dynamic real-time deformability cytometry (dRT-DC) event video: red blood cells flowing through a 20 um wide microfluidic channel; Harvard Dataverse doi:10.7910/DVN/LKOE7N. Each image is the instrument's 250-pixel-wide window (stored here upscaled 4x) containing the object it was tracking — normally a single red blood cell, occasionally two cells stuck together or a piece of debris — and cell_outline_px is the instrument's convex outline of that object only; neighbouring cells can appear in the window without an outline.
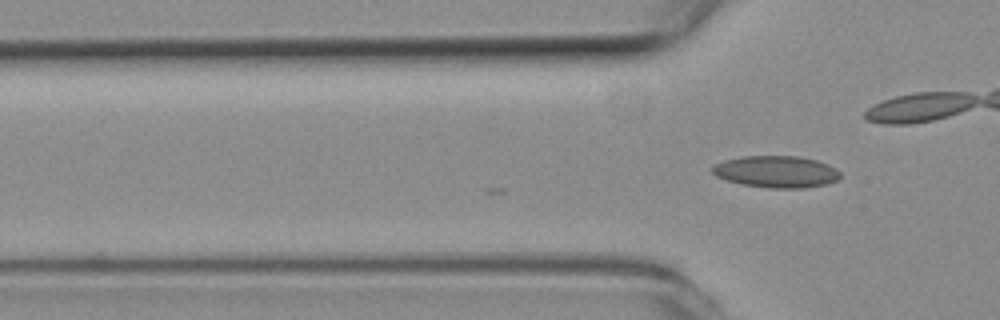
{"species": "common noctule bat (a hibernating species)", "species_latin": "Nyctalus noctula", "temperature_condition": "room temperature", "stored_images_in_passage": 2, "camera_frame_rate_fps": 3000, "um_per_image_px": 0.085, "animal": {"sex": "female", "body_mass_g": 19.3, "forearm_length_mm": 54.1}, "frame": {"image": 1, "passage_image": 2, "time_ms": 0.333, "image_size_px": [1000, 320], "cell_outline_px": [[840, 176], [836, 180], [824, 184], [804, 188], [768, 188], [740, 184], [716, 176], [712, 172], [712, 164], [724, 160], [744, 156], [800, 156], [816, 160], [828, 164], [836, 168], [840, 172]], "centroid_in_image_um": [65.96, 14.59], "position_along_channel_um": 59.8, "area_um2": 23.76}}